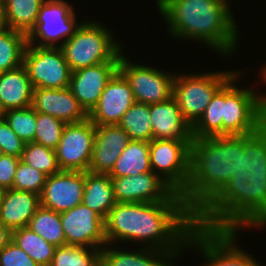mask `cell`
<instances>
[{
  "label": "cell",
  "instance_id": "1",
  "mask_svg": "<svg viewBox=\"0 0 266 266\" xmlns=\"http://www.w3.org/2000/svg\"><path fill=\"white\" fill-rule=\"evenodd\" d=\"M196 228L185 201L116 203L104 219L106 243L144 242L146 248L181 252ZM146 245V246H145Z\"/></svg>",
  "mask_w": 266,
  "mask_h": 266
},
{
  "label": "cell",
  "instance_id": "2",
  "mask_svg": "<svg viewBox=\"0 0 266 266\" xmlns=\"http://www.w3.org/2000/svg\"><path fill=\"white\" fill-rule=\"evenodd\" d=\"M228 2L156 0L172 37L198 40L221 52L226 58L236 50L239 42V32Z\"/></svg>",
  "mask_w": 266,
  "mask_h": 266
},
{
  "label": "cell",
  "instance_id": "3",
  "mask_svg": "<svg viewBox=\"0 0 266 266\" xmlns=\"http://www.w3.org/2000/svg\"><path fill=\"white\" fill-rule=\"evenodd\" d=\"M239 170V135L193 138L190 177L181 194L197 215Z\"/></svg>",
  "mask_w": 266,
  "mask_h": 266
},
{
  "label": "cell",
  "instance_id": "4",
  "mask_svg": "<svg viewBox=\"0 0 266 266\" xmlns=\"http://www.w3.org/2000/svg\"><path fill=\"white\" fill-rule=\"evenodd\" d=\"M97 21L81 23L74 35L59 47L71 71L109 61H119L121 44L112 31Z\"/></svg>",
  "mask_w": 266,
  "mask_h": 266
},
{
  "label": "cell",
  "instance_id": "5",
  "mask_svg": "<svg viewBox=\"0 0 266 266\" xmlns=\"http://www.w3.org/2000/svg\"><path fill=\"white\" fill-rule=\"evenodd\" d=\"M236 72L223 85L222 135H244L257 132L266 124L261 94L252 88L236 87ZM257 94V95H256Z\"/></svg>",
  "mask_w": 266,
  "mask_h": 266
},
{
  "label": "cell",
  "instance_id": "6",
  "mask_svg": "<svg viewBox=\"0 0 266 266\" xmlns=\"http://www.w3.org/2000/svg\"><path fill=\"white\" fill-rule=\"evenodd\" d=\"M236 73L209 72L200 74H176L172 97L182 116L193 127L203 115L216 92Z\"/></svg>",
  "mask_w": 266,
  "mask_h": 266
},
{
  "label": "cell",
  "instance_id": "7",
  "mask_svg": "<svg viewBox=\"0 0 266 266\" xmlns=\"http://www.w3.org/2000/svg\"><path fill=\"white\" fill-rule=\"evenodd\" d=\"M192 142L180 139L149 141L151 170L179 194L186 190L189 181Z\"/></svg>",
  "mask_w": 266,
  "mask_h": 266
},
{
  "label": "cell",
  "instance_id": "8",
  "mask_svg": "<svg viewBox=\"0 0 266 266\" xmlns=\"http://www.w3.org/2000/svg\"><path fill=\"white\" fill-rule=\"evenodd\" d=\"M80 25L81 23L76 22V14L68 2L44 0L35 26L27 35V44L37 47H60L74 35ZM59 39L63 40L57 45Z\"/></svg>",
  "mask_w": 266,
  "mask_h": 266
},
{
  "label": "cell",
  "instance_id": "9",
  "mask_svg": "<svg viewBox=\"0 0 266 266\" xmlns=\"http://www.w3.org/2000/svg\"><path fill=\"white\" fill-rule=\"evenodd\" d=\"M236 231H214L196 227L186 248H198L208 261L204 266H261L256 259L237 248Z\"/></svg>",
  "mask_w": 266,
  "mask_h": 266
},
{
  "label": "cell",
  "instance_id": "10",
  "mask_svg": "<svg viewBox=\"0 0 266 266\" xmlns=\"http://www.w3.org/2000/svg\"><path fill=\"white\" fill-rule=\"evenodd\" d=\"M23 66L34 89L69 87L72 71L59 47H37L27 44Z\"/></svg>",
  "mask_w": 266,
  "mask_h": 266
},
{
  "label": "cell",
  "instance_id": "11",
  "mask_svg": "<svg viewBox=\"0 0 266 266\" xmlns=\"http://www.w3.org/2000/svg\"><path fill=\"white\" fill-rule=\"evenodd\" d=\"M119 72L129 82L135 101L147 105L164 102L173 95L174 74L155 67L132 63L122 53Z\"/></svg>",
  "mask_w": 266,
  "mask_h": 266
},
{
  "label": "cell",
  "instance_id": "12",
  "mask_svg": "<svg viewBox=\"0 0 266 266\" xmlns=\"http://www.w3.org/2000/svg\"><path fill=\"white\" fill-rule=\"evenodd\" d=\"M95 131L96 126L89 118L64 126L61 139L55 149L61 170L88 172L94 148Z\"/></svg>",
  "mask_w": 266,
  "mask_h": 266
},
{
  "label": "cell",
  "instance_id": "13",
  "mask_svg": "<svg viewBox=\"0 0 266 266\" xmlns=\"http://www.w3.org/2000/svg\"><path fill=\"white\" fill-rule=\"evenodd\" d=\"M117 203H156L161 201H184L153 171L136 176L110 177Z\"/></svg>",
  "mask_w": 266,
  "mask_h": 266
},
{
  "label": "cell",
  "instance_id": "14",
  "mask_svg": "<svg viewBox=\"0 0 266 266\" xmlns=\"http://www.w3.org/2000/svg\"><path fill=\"white\" fill-rule=\"evenodd\" d=\"M60 220L66 245L102 248L107 244L104 219L83 203L60 213Z\"/></svg>",
  "mask_w": 266,
  "mask_h": 266
},
{
  "label": "cell",
  "instance_id": "15",
  "mask_svg": "<svg viewBox=\"0 0 266 266\" xmlns=\"http://www.w3.org/2000/svg\"><path fill=\"white\" fill-rule=\"evenodd\" d=\"M84 186V171L61 170L49 175L40 195L41 206L57 213L68 211L82 203Z\"/></svg>",
  "mask_w": 266,
  "mask_h": 266
},
{
  "label": "cell",
  "instance_id": "16",
  "mask_svg": "<svg viewBox=\"0 0 266 266\" xmlns=\"http://www.w3.org/2000/svg\"><path fill=\"white\" fill-rule=\"evenodd\" d=\"M133 91L118 71L106 84L97 105L88 114L95 126L118 124L123 114L135 103Z\"/></svg>",
  "mask_w": 266,
  "mask_h": 266
},
{
  "label": "cell",
  "instance_id": "17",
  "mask_svg": "<svg viewBox=\"0 0 266 266\" xmlns=\"http://www.w3.org/2000/svg\"><path fill=\"white\" fill-rule=\"evenodd\" d=\"M119 71V61H109L73 71L69 89L89 114L97 105L106 84Z\"/></svg>",
  "mask_w": 266,
  "mask_h": 266
},
{
  "label": "cell",
  "instance_id": "18",
  "mask_svg": "<svg viewBox=\"0 0 266 266\" xmlns=\"http://www.w3.org/2000/svg\"><path fill=\"white\" fill-rule=\"evenodd\" d=\"M31 106L36 112L53 116L66 124L79 123L88 119V113L69 87L33 89Z\"/></svg>",
  "mask_w": 266,
  "mask_h": 266
},
{
  "label": "cell",
  "instance_id": "19",
  "mask_svg": "<svg viewBox=\"0 0 266 266\" xmlns=\"http://www.w3.org/2000/svg\"><path fill=\"white\" fill-rule=\"evenodd\" d=\"M131 141L128 133L118 124L96 126L94 148L88 172L109 174L121 152Z\"/></svg>",
  "mask_w": 266,
  "mask_h": 266
},
{
  "label": "cell",
  "instance_id": "20",
  "mask_svg": "<svg viewBox=\"0 0 266 266\" xmlns=\"http://www.w3.org/2000/svg\"><path fill=\"white\" fill-rule=\"evenodd\" d=\"M153 139L193 140L192 126L184 119L173 97L150 105Z\"/></svg>",
  "mask_w": 266,
  "mask_h": 266
},
{
  "label": "cell",
  "instance_id": "21",
  "mask_svg": "<svg viewBox=\"0 0 266 266\" xmlns=\"http://www.w3.org/2000/svg\"><path fill=\"white\" fill-rule=\"evenodd\" d=\"M41 206L40 195L5 189L0 201V223L11 231L26 227Z\"/></svg>",
  "mask_w": 266,
  "mask_h": 266
},
{
  "label": "cell",
  "instance_id": "22",
  "mask_svg": "<svg viewBox=\"0 0 266 266\" xmlns=\"http://www.w3.org/2000/svg\"><path fill=\"white\" fill-rule=\"evenodd\" d=\"M33 86L26 68L0 73V111L29 107L32 104Z\"/></svg>",
  "mask_w": 266,
  "mask_h": 266
},
{
  "label": "cell",
  "instance_id": "23",
  "mask_svg": "<svg viewBox=\"0 0 266 266\" xmlns=\"http://www.w3.org/2000/svg\"><path fill=\"white\" fill-rule=\"evenodd\" d=\"M113 248L112 245L101 248V261L105 266H174L172 261L177 258L175 256L179 255V252H167L146 247L141 248L142 251L134 250V252Z\"/></svg>",
  "mask_w": 266,
  "mask_h": 266
},
{
  "label": "cell",
  "instance_id": "24",
  "mask_svg": "<svg viewBox=\"0 0 266 266\" xmlns=\"http://www.w3.org/2000/svg\"><path fill=\"white\" fill-rule=\"evenodd\" d=\"M82 203L98 213L103 219L116 205L111 178L108 174L85 172Z\"/></svg>",
  "mask_w": 266,
  "mask_h": 266
},
{
  "label": "cell",
  "instance_id": "25",
  "mask_svg": "<svg viewBox=\"0 0 266 266\" xmlns=\"http://www.w3.org/2000/svg\"><path fill=\"white\" fill-rule=\"evenodd\" d=\"M149 142L132 140L121 152L110 177L136 176L140 173L150 172Z\"/></svg>",
  "mask_w": 266,
  "mask_h": 266
},
{
  "label": "cell",
  "instance_id": "26",
  "mask_svg": "<svg viewBox=\"0 0 266 266\" xmlns=\"http://www.w3.org/2000/svg\"><path fill=\"white\" fill-rule=\"evenodd\" d=\"M44 0H4L7 27L26 35L35 26Z\"/></svg>",
  "mask_w": 266,
  "mask_h": 266
},
{
  "label": "cell",
  "instance_id": "27",
  "mask_svg": "<svg viewBox=\"0 0 266 266\" xmlns=\"http://www.w3.org/2000/svg\"><path fill=\"white\" fill-rule=\"evenodd\" d=\"M12 241L40 266H50L56 246L48 243L27 226L12 231Z\"/></svg>",
  "mask_w": 266,
  "mask_h": 266
},
{
  "label": "cell",
  "instance_id": "28",
  "mask_svg": "<svg viewBox=\"0 0 266 266\" xmlns=\"http://www.w3.org/2000/svg\"><path fill=\"white\" fill-rule=\"evenodd\" d=\"M26 46V34L8 27L0 30V73L17 69L23 65Z\"/></svg>",
  "mask_w": 266,
  "mask_h": 266
},
{
  "label": "cell",
  "instance_id": "29",
  "mask_svg": "<svg viewBox=\"0 0 266 266\" xmlns=\"http://www.w3.org/2000/svg\"><path fill=\"white\" fill-rule=\"evenodd\" d=\"M27 227L56 247L66 245L60 213L52 209L40 206Z\"/></svg>",
  "mask_w": 266,
  "mask_h": 266
},
{
  "label": "cell",
  "instance_id": "30",
  "mask_svg": "<svg viewBox=\"0 0 266 266\" xmlns=\"http://www.w3.org/2000/svg\"><path fill=\"white\" fill-rule=\"evenodd\" d=\"M118 125L128 133L131 140L149 142L153 139L150 105L135 102L123 114Z\"/></svg>",
  "mask_w": 266,
  "mask_h": 266
},
{
  "label": "cell",
  "instance_id": "31",
  "mask_svg": "<svg viewBox=\"0 0 266 266\" xmlns=\"http://www.w3.org/2000/svg\"><path fill=\"white\" fill-rule=\"evenodd\" d=\"M223 86L209 102L203 115L192 127L193 138L222 136Z\"/></svg>",
  "mask_w": 266,
  "mask_h": 266
},
{
  "label": "cell",
  "instance_id": "32",
  "mask_svg": "<svg viewBox=\"0 0 266 266\" xmlns=\"http://www.w3.org/2000/svg\"><path fill=\"white\" fill-rule=\"evenodd\" d=\"M101 261V248L64 245L55 249L50 266H95Z\"/></svg>",
  "mask_w": 266,
  "mask_h": 266
},
{
  "label": "cell",
  "instance_id": "33",
  "mask_svg": "<svg viewBox=\"0 0 266 266\" xmlns=\"http://www.w3.org/2000/svg\"><path fill=\"white\" fill-rule=\"evenodd\" d=\"M20 160L47 176L61 171L55 150L34 142L25 144Z\"/></svg>",
  "mask_w": 266,
  "mask_h": 266
},
{
  "label": "cell",
  "instance_id": "34",
  "mask_svg": "<svg viewBox=\"0 0 266 266\" xmlns=\"http://www.w3.org/2000/svg\"><path fill=\"white\" fill-rule=\"evenodd\" d=\"M2 117L24 142H34L36 111L32 106L8 110L2 113Z\"/></svg>",
  "mask_w": 266,
  "mask_h": 266
},
{
  "label": "cell",
  "instance_id": "35",
  "mask_svg": "<svg viewBox=\"0 0 266 266\" xmlns=\"http://www.w3.org/2000/svg\"><path fill=\"white\" fill-rule=\"evenodd\" d=\"M65 125L66 123L58 118L36 112L34 143L55 150Z\"/></svg>",
  "mask_w": 266,
  "mask_h": 266
},
{
  "label": "cell",
  "instance_id": "36",
  "mask_svg": "<svg viewBox=\"0 0 266 266\" xmlns=\"http://www.w3.org/2000/svg\"><path fill=\"white\" fill-rule=\"evenodd\" d=\"M47 175L19 160L12 189L42 194Z\"/></svg>",
  "mask_w": 266,
  "mask_h": 266
},
{
  "label": "cell",
  "instance_id": "37",
  "mask_svg": "<svg viewBox=\"0 0 266 266\" xmlns=\"http://www.w3.org/2000/svg\"><path fill=\"white\" fill-rule=\"evenodd\" d=\"M26 142L17 136L3 117H0V147L3 154L20 158Z\"/></svg>",
  "mask_w": 266,
  "mask_h": 266
},
{
  "label": "cell",
  "instance_id": "38",
  "mask_svg": "<svg viewBox=\"0 0 266 266\" xmlns=\"http://www.w3.org/2000/svg\"><path fill=\"white\" fill-rule=\"evenodd\" d=\"M0 266H40L14 241L0 251Z\"/></svg>",
  "mask_w": 266,
  "mask_h": 266
},
{
  "label": "cell",
  "instance_id": "39",
  "mask_svg": "<svg viewBox=\"0 0 266 266\" xmlns=\"http://www.w3.org/2000/svg\"><path fill=\"white\" fill-rule=\"evenodd\" d=\"M20 158L12 155L3 154L0 157V187L11 189Z\"/></svg>",
  "mask_w": 266,
  "mask_h": 266
},
{
  "label": "cell",
  "instance_id": "40",
  "mask_svg": "<svg viewBox=\"0 0 266 266\" xmlns=\"http://www.w3.org/2000/svg\"><path fill=\"white\" fill-rule=\"evenodd\" d=\"M12 241V231L0 223V251Z\"/></svg>",
  "mask_w": 266,
  "mask_h": 266
},
{
  "label": "cell",
  "instance_id": "41",
  "mask_svg": "<svg viewBox=\"0 0 266 266\" xmlns=\"http://www.w3.org/2000/svg\"><path fill=\"white\" fill-rule=\"evenodd\" d=\"M7 28L4 1L0 0V30Z\"/></svg>",
  "mask_w": 266,
  "mask_h": 266
},
{
  "label": "cell",
  "instance_id": "42",
  "mask_svg": "<svg viewBox=\"0 0 266 266\" xmlns=\"http://www.w3.org/2000/svg\"><path fill=\"white\" fill-rule=\"evenodd\" d=\"M260 71H262V73H260V74H261V76H263V80L266 83V66L263 67V69ZM262 102H263V110H264V113L266 115V94L262 96Z\"/></svg>",
  "mask_w": 266,
  "mask_h": 266
},
{
  "label": "cell",
  "instance_id": "43",
  "mask_svg": "<svg viewBox=\"0 0 266 266\" xmlns=\"http://www.w3.org/2000/svg\"><path fill=\"white\" fill-rule=\"evenodd\" d=\"M3 192H4V190L0 187V201H1V197L3 195Z\"/></svg>",
  "mask_w": 266,
  "mask_h": 266
},
{
  "label": "cell",
  "instance_id": "44",
  "mask_svg": "<svg viewBox=\"0 0 266 266\" xmlns=\"http://www.w3.org/2000/svg\"><path fill=\"white\" fill-rule=\"evenodd\" d=\"M95 266H105V264L102 262V261H100L97 265H95Z\"/></svg>",
  "mask_w": 266,
  "mask_h": 266
},
{
  "label": "cell",
  "instance_id": "45",
  "mask_svg": "<svg viewBox=\"0 0 266 266\" xmlns=\"http://www.w3.org/2000/svg\"><path fill=\"white\" fill-rule=\"evenodd\" d=\"M3 155V153H2V150H1V147H0V157Z\"/></svg>",
  "mask_w": 266,
  "mask_h": 266
}]
</instances>
